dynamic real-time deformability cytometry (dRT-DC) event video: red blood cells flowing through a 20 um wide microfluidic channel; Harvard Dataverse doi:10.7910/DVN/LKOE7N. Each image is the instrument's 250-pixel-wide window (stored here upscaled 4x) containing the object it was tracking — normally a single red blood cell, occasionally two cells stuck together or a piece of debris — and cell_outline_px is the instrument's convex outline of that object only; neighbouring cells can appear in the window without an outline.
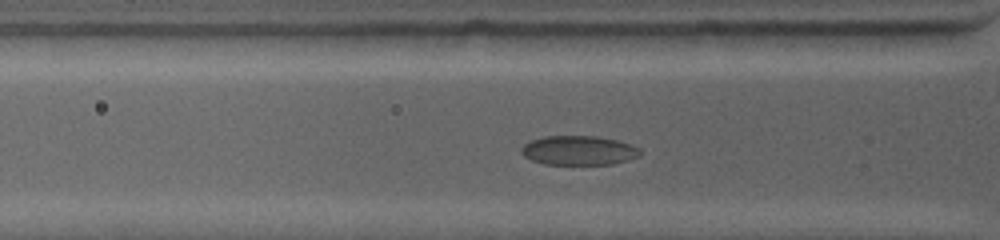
{"species": "common noctule bat (a hibernating species)", "species_latin": "Nyctalus noctula", "temperature_condition": "warm", "stored_images_in_passage": 13, "camera_frame_rate_fps": 4500, "um_per_image_px": 0.085, "animal": {"sex": "female", "body_mass_g": 19.0, "forearm_length_mm": 53.3}, "frame": {"image": 1, "passage_image": 8, "time_ms": 2.667, "image_size_px": [1000, 240], "cell_outline_px": [[640, 152], [636, 156], [612, 164], [544, 164], [532, 160], [524, 156], [524, 144], [532, 140], [544, 136], [596, 136], [616, 140], [628, 144], [636, 148]], "centroid_in_image_um": [49.14, 12.78], "position_along_channel_um": 76.7, "area_um2": 19.65}}
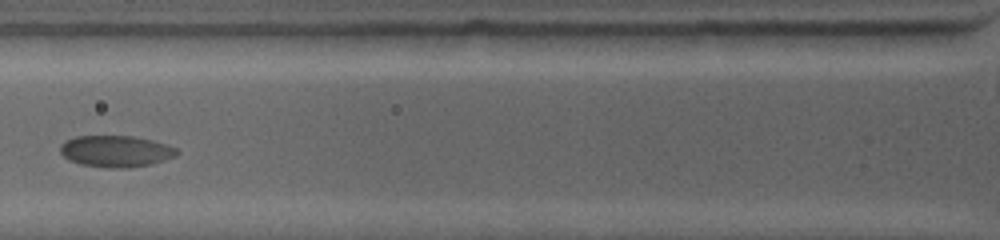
{"frame": {"image": 2, "passage_image": 11, "time_ms": 3.778, "image_size_px": [1000, 240], "cell_outline_px": [[176, 152], [172, 156], [148, 164], [124, 168], [108, 168], [80, 164], [64, 156], [60, 152], [60, 148], [68, 140], [76, 136], [132, 136], [152, 140], [176, 148]], "centroid_in_image_um": [9.8, 12.85], "position_along_channel_um": 116.0, "area_um2": 20.69}}